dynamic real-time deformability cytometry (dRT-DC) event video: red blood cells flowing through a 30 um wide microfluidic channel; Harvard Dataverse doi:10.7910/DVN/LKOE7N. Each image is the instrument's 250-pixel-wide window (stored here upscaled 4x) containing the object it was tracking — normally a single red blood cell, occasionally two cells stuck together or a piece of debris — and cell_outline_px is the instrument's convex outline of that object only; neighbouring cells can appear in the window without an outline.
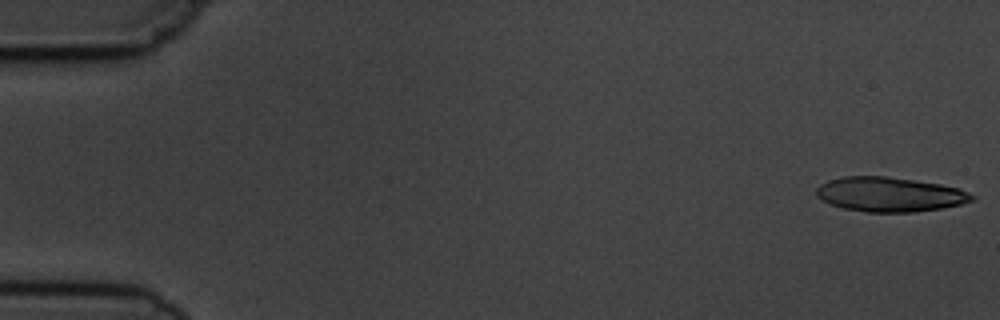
{"species": "common noctule bat (a hibernating species)", "species_latin": "Nyctalus noctula", "temperature_condition": "cold", "stored_images_in_passage": 5, "camera_frame_rate_fps": 3000, "um_per_image_px": 0.085, "animal": {"sex": "male", "body_mass_g": 19.5, "forearm_length_mm": 54.6}, "frame": {"image": 1, "passage_image": 1, "time_ms": 0.0, "image_size_px": [1000, 320], "cell_outline_px": [[976, 200], [960, 204], [940, 208], [912, 212], [868, 212], [840, 208], [816, 196], [816, 188], [820, 184], [828, 180], [844, 176], [888, 176], [940, 184], [960, 188], [976, 196]], "centroid_in_image_um": [75.63, 16.52], "position_along_channel_um": 9.4, "area_um2": 31.39}}